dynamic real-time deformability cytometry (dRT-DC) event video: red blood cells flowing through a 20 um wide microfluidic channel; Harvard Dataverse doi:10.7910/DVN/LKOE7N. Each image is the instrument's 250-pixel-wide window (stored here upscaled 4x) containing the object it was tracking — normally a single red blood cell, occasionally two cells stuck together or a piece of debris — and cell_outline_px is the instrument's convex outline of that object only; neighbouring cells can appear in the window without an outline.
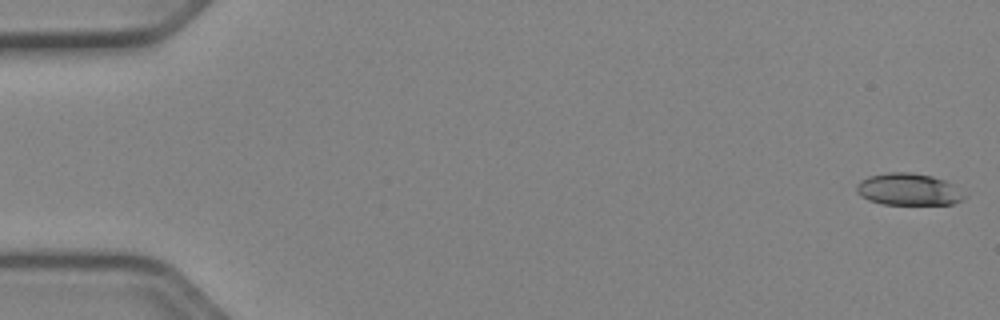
{"species": "Egyptian fruit bat (a non-hibernating species)", "species_latin": "Rousettus aegyptiacus", "temperature_condition": "cold", "stored_images_in_passage": 52, "camera_frame_rate_fps": 3000, "um_per_image_px": 0.085, "animal": {"sex": "female"}, "frame": {"image": 1, "passage_image": 1, "time_ms": 0.0, "image_size_px": [1000, 320], "cell_outline_px": [[968, 196], [964, 200], [952, 204], [880, 204], [868, 200], [860, 196], [856, 192], [856, 184], [860, 180], [868, 176], [888, 172], [912, 172], [932, 176], [956, 184]], "centroid_in_image_um": [77.25, 16.09], "position_along_channel_um": 7.7, "area_um2": 20.58}}
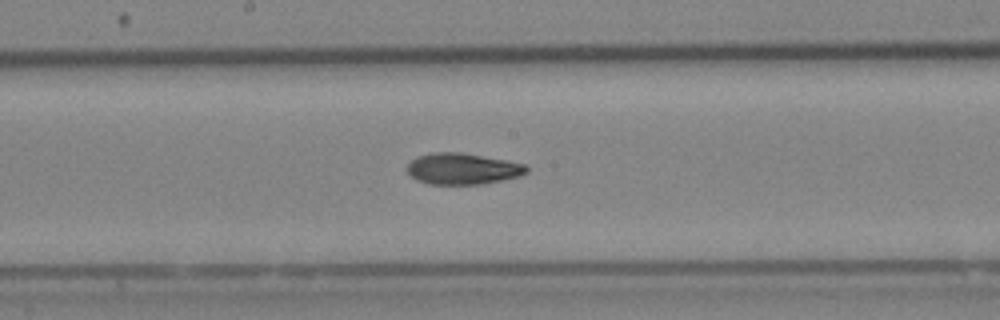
{"frame": {"image": 2, "passage_image": 28, "time_ms": 9.0, "image_size_px": [1000, 320], "cell_outline_px": [[528, 172], [520, 176], [504, 180], [480, 184], [428, 184], [416, 180], [408, 172], [408, 164], [416, 156], [432, 152], [460, 152], [504, 160], [524, 164], [528, 168]], "centroid_in_image_um": [39.31, 14.35], "position_along_channel_um": 208.9, "area_um2": 21.68}}
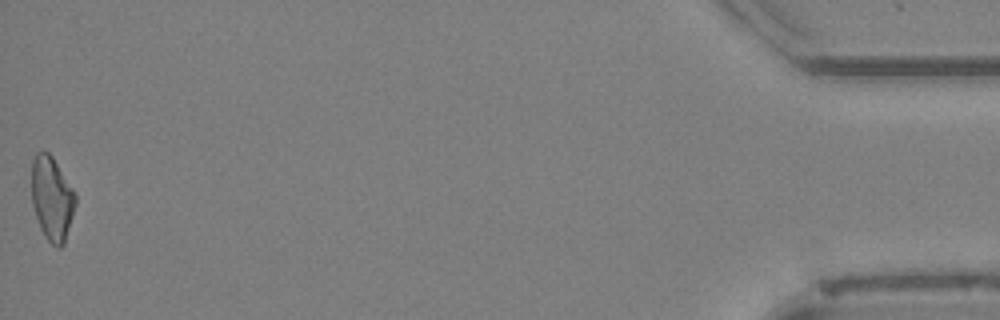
{"frame": {"image": 3, "passage_image": 52, "time_ms": 17.0, "image_size_px": [1000, 320], "cell_outline_px": [[76, 204], [64, 244], [60, 248], [56, 248], [44, 236], [40, 228], [32, 204], [32, 160], [36, 152], [48, 152], [52, 156], [72, 188], [76, 196]], "centroid_in_image_um": [4.41, 16.89], "position_along_channel_um": 430.8, "area_um2": 21.33}, "authors_computed_cell_mechanics": {"area_um2": 21.0681, "velocity_mm_per_s": 3.9711, "shape_relaxation_time_tau1_ms": null, "shape_relaxation_time_tau2_ms": 5.9734, "deformation_change_tau1": null, "deformation_change_tau2": 0.1429}}